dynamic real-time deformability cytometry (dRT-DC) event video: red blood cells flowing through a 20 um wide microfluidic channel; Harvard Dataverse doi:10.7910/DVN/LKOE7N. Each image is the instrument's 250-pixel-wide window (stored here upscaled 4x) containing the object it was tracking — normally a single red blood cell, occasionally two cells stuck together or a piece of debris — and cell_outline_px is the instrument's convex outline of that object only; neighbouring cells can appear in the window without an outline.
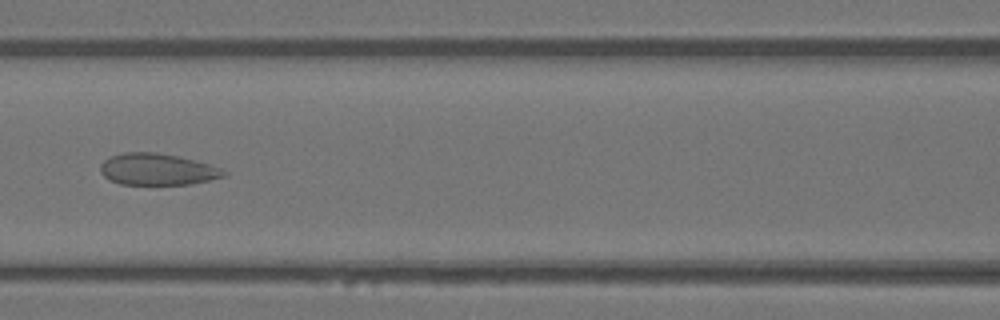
{"species": "Egyptian fruit bat (a non-hibernating species)", "species_latin": "Rousettus aegyptiacus", "temperature_condition": "warm", "stored_images_in_passage": 34, "camera_frame_rate_fps": 3000, "um_per_image_px": 0.085, "animal": {"sex": "female"}, "frame": {"image": 1, "passage_image": 7, "time_ms": 2.0, "image_size_px": [1000, 320], "cell_outline_px": [[228, 176], [192, 184], [120, 184], [108, 180], [100, 172], [100, 164], [104, 160], [112, 156], [124, 152], [156, 152], [196, 160], [220, 168], [228, 172]], "centroid_in_image_um": [13.38, 14.4], "position_along_channel_um": 153.2, "area_um2": 22.83}}
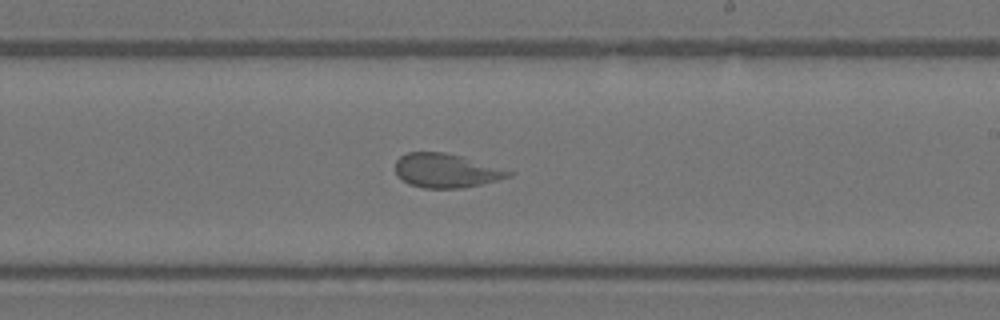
{"frame": {"image": 2, "passage_image": 14, "time_ms": 4.333, "image_size_px": [1000, 320], "cell_outline_px": [[516, 172], [512, 176], [480, 184], [460, 188], [424, 188], [408, 184], [396, 176], [396, 160], [400, 156], [408, 152], [444, 152], [460, 156]], "centroid_in_image_um": [37.89, 14.5], "position_along_channel_um": 251.1, "area_um2": 22.37}}
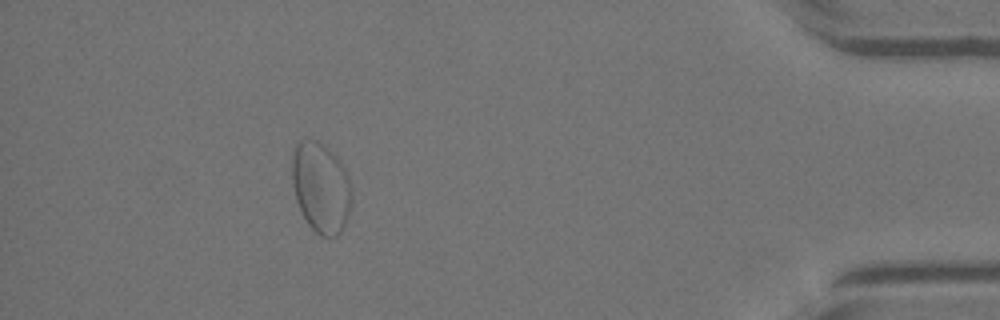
{"frame": {"image": 3, "passage_image": 29, "time_ms": 9.333, "image_size_px": [1000, 320], "cell_outline_px": [[352, 204], [348, 216], [340, 232], [336, 236], [320, 236], [308, 224], [296, 200], [292, 184], [292, 156], [296, 144], [300, 140], [316, 140], [332, 152], [340, 160], [348, 172], [352, 188]], "centroid_in_image_um": [27.3, 15.93], "position_along_channel_um": 407.9, "area_um2": 31.62}}